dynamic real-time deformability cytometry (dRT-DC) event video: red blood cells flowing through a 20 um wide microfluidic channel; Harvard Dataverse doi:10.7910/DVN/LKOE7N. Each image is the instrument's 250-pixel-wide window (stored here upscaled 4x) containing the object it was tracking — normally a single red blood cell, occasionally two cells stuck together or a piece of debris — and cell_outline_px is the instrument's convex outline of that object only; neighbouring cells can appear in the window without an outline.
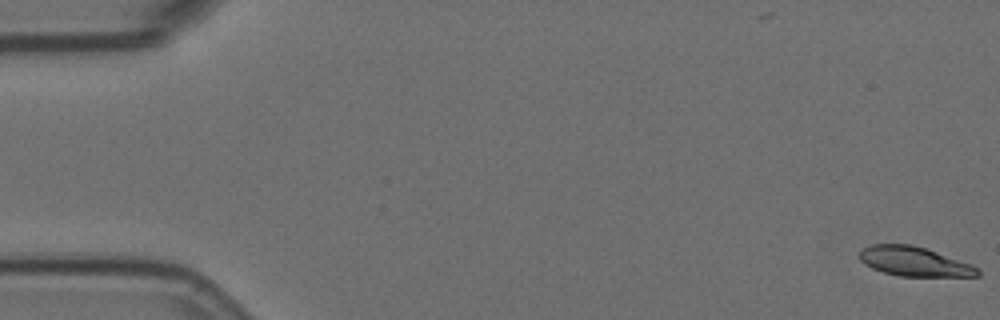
{"species": "Egyptian fruit bat (a non-hibernating species)", "species_latin": "Rousettus aegyptiacus", "temperature_condition": "room temperature", "stored_images_in_passage": 57, "camera_frame_rate_fps": 3000, "um_per_image_px": 0.085, "animal": {"sex": "female"}, "frame": {"image": 1, "passage_image": 1, "time_ms": 0.0, "image_size_px": [1000, 320], "cell_outline_px": [[980, 276], [900, 276], [884, 272], [872, 268], [864, 264], [860, 260], [860, 252], [864, 248], [872, 244], [912, 244], [972, 264], [980, 272]], "centroid_in_image_um": [77.7, 22.23], "position_along_channel_um": 7.3, "area_um2": 20.0}}
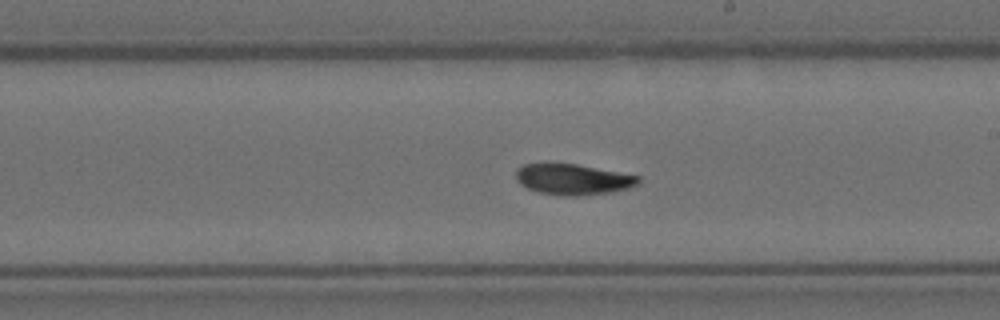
{"frame": {"image": 2, "passage_image": 33, "time_ms": 10.667, "image_size_px": [1000, 320], "cell_outline_px": [[640, 184], [628, 188], [612, 192], [576, 196], [564, 196], [540, 192], [528, 188], [520, 184], [516, 180], [516, 168], [524, 164], [548, 160], [552, 160], [576, 164], [640, 176]], "centroid_in_image_um": [48.64, 15.2], "position_along_channel_um": 240.4, "area_um2": 22.66}}
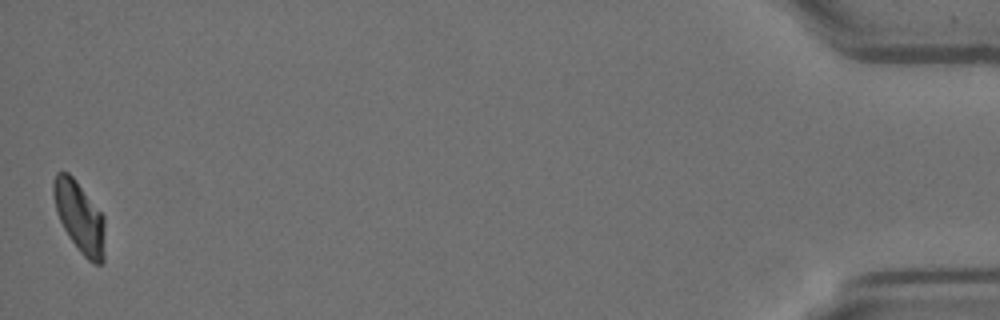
{"frame": {"image": 3, "passage_image": 57, "time_ms": 18.667, "image_size_px": [1000, 320], "cell_outline_px": [[104, 260], [100, 264], [92, 264], [80, 252], [68, 236], [56, 212], [52, 192], [52, 184], [56, 172], [68, 172], [76, 180], [104, 216]], "centroid_in_image_um": [6.75, 18.45], "position_along_channel_um": 428.5, "area_um2": 21.33}, "authors_computed_cell_mechanics": {"area_um2": 21.9062, "velocity_mm_per_s": 3.5523, "shape_relaxation_time_tau1_ms": 4.4271, "shape_relaxation_time_tau2_ms": 4.1933, "deformation_change_tau1": 0.1683, "deformation_change_tau2": 0.0793}}